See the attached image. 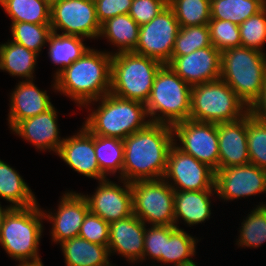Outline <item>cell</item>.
I'll list each match as a JSON object with an SVG mask.
<instances>
[{
	"instance_id": "8fae6325",
	"label": "cell",
	"mask_w": 266,
	"mask_h": 266,
	"mask_svg": "<svg viewBox=\"0 0 266 266\" xmlns=\"http://www.w3.org/2000/svg\"><path fill=\"white\" fill-rule=\"evenodd\" d=\"M179 29L173 10L167 6L149 23L140 26L139 41L133 52L168 64Z\"/></svg>"
},
{
	"instance_id": "ee69618b",
	"label": "cell",
	"mask_w": 266,
	"mask_h": 266,
	"mask_svg": "<svg viewBox=\"0 0 266 266\" xmlns=\"http://www.w3.org/2000/svg\"><path fill=\"white\" fill-rule=\"evenodd\" d=\"M249 112L257 120L266 122V83L259 98L249 108Z\"/></svg>"
},
{
	"instance_id": "cb8c5ba5",
	"label": "cell",
	"mask_w": 266,
	"mask_h": 266,
	"mask_svg": "<svg viewBox=\"0 0 266 266\" xmlns=\"http://www.w3.org/2000/svg\"><path fill=\"white\" fill-rule=\"evenodd\" d=\"M66 266H113L109 262L108 246L74 237L60 243Z\"/></svg>"
},
{
	"instance_id": "7bdbcfd3",
	"label": "cell",
	"mask_w": 266,
	"mask_h": 266,
	"mask_svg": "<svg viewBox=\"0 0 266 266\" xmlns=\"http://www.w3.org/2000/svg\"><path fill=\"white\" fill-rule=\"evenodd\" d=\"M96 15L100 24L121 14H128L132 0H94Z\"/></svg>"
},
{
	"instance_id": "9c48e42d",
	"label": "cell",
	"mask_w": 266,
	"mask_h": 266,
	"mask_svg": "<svg viewBox=\"0 0 266 266\" xmlns=\"http://www.w3.org/2000/svg\"><path fill=\"white\" fill-rule=\"evenodd\" d=\"M131 190L133 214L145 225L175 226L174 189L168 182L163 178L135 181Z\"/></svg>"
},
{
	"instance_id": "f35d334b",
	"label": "cell",
	"mask_w": 266,
	"mask_h": 266,
	"mask_svg": "<svg viewBox=\"0 0 266 266\" xmlns=\"http://www.w3.org/2000/svg\"><path fill=\"white\" fill-rule=\"evenodd\" d=\"M208 26L211 44L220 52L241 46L238 24L228 20L210 19Z\"/></svg>"
},
{
	"instance_id": "f6af8a7d",
	"label": "cell",
	"mask_w": 266,
	"mask_h": 266,
	"mask_svg": "<svg viewBox=\"0 0 266 266\" xmlns=\"http://www.w3.org/2000/svg\"><path fill=\"white\" fill-rule=\"evenodd\" d=\"M9 209V206L3 208L0 204V224H1V220H2V217L3 215L5 214V212Z\"/></svg>"
},
{
	"instance_id": "ac0fdd59",
	"label": "cell",
	"mask_w": 266,
	"mask_h": 266,
	"mask_svg": "<svg viewBox=\"0 0 266 266\" xmlns=\"http://www.w3.org/2000/svg\"><path fill=\"white\" fill-rule=\"evenodd\" d=\"M57 155L74 171L98 181L107 179L95 156L94 135L83 125L73 136L64 138Z\"/></svg>"
},
{
	"instance_id": "ab89813d",
	"label": "cell",
	"mask_w": 266,
	"mask_h": 266,
	"mask_svg": "<svg viewBox=\"0 0 266 266\" xmlns=\"http://www.w3.org/2000/svg\"><path fill=\"white\" fill-rule=\"evenodd\" d=\"M109 226L100 216L88 211L84 217L78 236L99 245L108 246Z\"/></svg>"
},
{
	"instance_id": "e0dca14e",
	"label": "cell",
	"mask_w": 266,
	"mask_h": 266,
	"mask_svg": "<svg viewBox=\"0 0 266 266\" xmlns=\"http://www.w3.org/2000/svg\"><path fill=\"white\" fill-rule=\"evenodd\" d=\"M59 203L55 213L43 211L44 219L52 223L51 236L55 243L78 237L84 217L89 211L83 193L66 192Z\"/></svg>"
},
{
	"instance_id": "74e56055",
	"label": "cell",
	"mask_w": 266,
	"mask_h": 266,
	"mask_svg": "<svg viewBox=\"0 0 266 266\" xmlns=\"http://www.w3.org/2000/svg\"><path fill=\"white\" fill-rule=\"evenodd\" d=\"M241 46L263 52L266 42V6L239 25Z\"/></svg>"
},
{
	"instance_id": "b9f144b4",
	"label": "cell",
	"mask_w": 266,
	"mask_h": 266,
	"mask_svg": "<svg viewBox=\"0 0 266 266\" xmlns=\"http://www.w3.org/2000/svg\"><path fill=\"white\" fill-rule=\"evenodd\" d=\"M167 6L168 0H132L128 14L141 26L149 23Z\"/></svg>"
},
{
	"instance_id": "7402d4cb",
	"label": "cell",
	"mask_w": 266,
	"mask_h": 266,
	"mask_svg": "<svg viewBox=\"0 0 266 266\" xmlns=\"http://www.w3.org/2000/svg\"><path fill=\"white\" fill-rule=\"evenodd\" d=\"M10 97V130L18 122L39 115L53 106L47 92L40 90L33 80L20 81Z\"/></svg>"
},
{
	"instance_id": "4fadbf2b",
	"label": "cell",
	"mask_w": 266,
	"mask_h": 266,
	"mask_svg": "<svg viewBox=\"0 0 266 266\" xmlns=\"http://www.w3.org/2000/svg\"><path fill=\"white\" fill-rule=\"evenodd\" d=\"M163 179L174 190H215V171L208 165L195 159L192 155L181 151L175 144L169 149L167 168ZM169 180L174 181V184L170 183Z\"/></svg>"
},
{
	"instance_id": "d6a6232c",
	"label": "cell",
	"mask_w": 266,
	"mask_h": 266,
	"mask_svg": "<svg viewBox=\"0 0 266 266\" xmlns=\"http://www.w3.org/2000/svg\"><path fill=\"white\" fill-rule=\"evenodd\" d=\"M180 27L205 25L211 19V0H168Z\"/></svg>"
},
{
	"instance_id": "5b68a950",
	"label": "cell",
	"mask_w": 266,
	"mask_h": 266,
	"mask_svg": "<svg viewBox=\"0 0 266 266\" xmlns=\"http://www.w3.org/2000/svg\"><path fill=\"white\" fill-rule=\"evenodd\" d=\"M220 79L250 108L266 83V53L242 46L224 50Z\"/></svg>"
},
{
	"instance_id": "484cf974",
	"label": "cell",
	"mask_w": 266,
	"mask_h": 266,
	"mask_svg": "<svg viewBox=\"0 0 266 266\" xmlns=\"http://www.w3.org/2000/svg\"><path fill=\"white\" fill-rule=\"evenodd\" d=\"M38 54L23 45L8 41L0 45V69L12 76L34 80Z\"/></svg>"
},
{
	"instance_id": "8992f818",
	"label": "cell",
	"mask_w": 266,
	"mask_h": 266,
	"mask_svg": "<svg viewBox=\"0 0 266 266\" xmlns=\"http://www.w3.org/2000/svg\"><path fill=\"white\" fill-rule=\"evenodd\" d=\"M191 88L168 64H163L155 76L150 97L145 104L150 122L173 126L189 120Z\"/></svg>"
},
{
	"instance_id": "1f68e13d",
	"label": "cell",
	"mask_w": 266,
	"mask_h": 266,
	"mask_svg": "<svg viewBox=\"0 0 266 266\" xmlns=\"http://www.w3.org/2000/svg\"><path fill=\"white\" fill-rule=\"evenodd\" d=\"M266 6V0H211V19L240 25Z\"/></svg>"
},
{
	"instance_id": "d590c367",
	"label": "cell",
	"mask_w": 266,
	"mask_h": 266,
	"mask_svg": "<svg viewBox=\"0 0 266 266\" xmlns=\"http://www.w3.org/2000/svg\"><path fill=\"white\" fill-rule=\"evenodd\" d=\"M208 24L180 27L172 56H185L195 50L211 46Z\"/></svg>"
},
{
	"instance_id": "9a60e30c",
	"label": "cell",
	"mask_w": 266,
	"mask_h": 266,
	"mask_svg": "<svg viewBox=\"0 0 266 266\" xmlns=\"http://www.w3.org/2000/svg\"><path fill=\"white\" fill-rule=\"evenodd\" d=\"M123 187L105 179L92 196L84 195L89 211L112 223L133 214L131 183L121 180Z\"/></svg>"
},
{
	"instance_id": "d6986e66",
	"label": "cell",
	"mask_w": 266,
	"mask_h": 266,
	"mask_svg": "<svg viewBox=\"0 0 266 266\" xmlns=\"http://www.w3.org/2000/svg\"><path fill=\"white\" fill-rule=\"evenodd\" d=\"M146 227L134 214L110 223L108 243L110 256L111 253H118L129 262H142Z\"/></svg>"
},
{
	"instance_id": "60d3db41",
	"label": "cell",
	"mask_w": 266,
	"mask_h": 266,
	"mask_svg": "<svg viewBox=\"0 0 266 266\" xmlns=\"http://www.w3.org/2000/svg\"><path fill=\"white\" fill-rule=\"evenodd\" d=\"M162 255H165V226L151 225L150 228H145L142 262L147 256L162 262Z\"/></svg>"
},
{
	"instance_id": "3957f363",
	"label": "cell",
	"mask_w": 266,
	"mask_h": 266,
	"mask_svg": "<svg viewBox=\"0 0 266 266\" xmlns=\"http://www.w3.org/2000/svg\"><path fill=\"white\" fill-rule=\"evenodd\" d=\"M43 210L38 203L29 207H9L0 224V244L18 266H44L38 254L43 232Z\"/></svg>"
},
{
	"instance_id": "4316f807",
	"label": "cell",
	"mask_w": 266,
	"mask_h": 266,
	"mask_svg": "<svg viewBox=\"0 0 266 266\" xmlns=\"http://www.w3.org/2000/svg\"><path fill=\"white\" fill-rule=\"evenodd\" d=\"M0 198L6 199L9 207H29L38 202L35 195L14 168L0 159Z\"/></svg>"
},
{
	"instance_id": "f1b7e54d",
	"label": "cell",
	"mask_w": 266,
	"mask_h": 266,
	"mask_svg": "<svg viewBox=\"0 0 266 266\" xmlns=\"http://www.w3.org/2000/svg\"><path fill=\"white\" fill-rule=\"evenodd\" d=\"M84 38L53 33L48 38V56L53 64L60 65L55 75L72 62L79 59L88 49Z\"/></svg>"
},
{
	"instance_id": "2e32d148",
	"label": "cell",
	"mask_w": 266,
	"mask_h": 266,
	"mask_svg": "<svg viewBox=\"0 0 266 266\" xmlns=\"http://www.w3.org/2000/svg\"><path fill=\"white\" fill-rule=\"evenodd\" d=\"M170 68L191 86L220 79L221 52L213 45L185 56H171Z\"/></svg>"
},
{
	"instance_id": "44dd1931",
	"label": "cell",
	"mask_w": 266,
	"mask_h": 266,
	"mask_svg": "<svg viewBox=\"0 0 266 266\" xmlns=\"http://www.w3.org/2000/svg\"><path fill=\"white\" fill-rule=\"evenodd\" d=\"M219 169L250 163L247 143V114L242 118L217 124Z\"/></svg>"
},
{
	"instance_id": "277c9868",
	"label": "cell",
	"mask_w": 266,
	"mask_h": 266,
	"mask_svg": "<svg viewBox=\"0 0 266 266\" xmlns=\"http://www.w3.org/2000/svg\"><path fill=\"white\" fill-rule=\"evenodd\" d=\"M98 101L99 106L83 124L93 135L123 140L150 123L149 119L146 120L148 114L142 102L124 99L112 93L92 102Z\"/></svg>"
},
{
	"instance_id": "f546056e",
	"label": "cell",
	"mask_w": 266,
	"mask_h": 266,
	"mask_svg": "<svg viewBox=\"0 0 266 266\" xmlns=\"http://www.w3.org/2000/svg\"><path fill=\"white\" fill-rule=\"evenodd\" d=\"M94 149L101 173L107 177L108 175L116 174L118 171L120 173L119 180H122L124 164L123 140L94 135Z\"/></svg>"
},
{
	"instance_id": "bcb514c9",
	"label": "cell",
	"mask_w": 266,
	"mask_h": 266,
	"mask_svg": "<svg viewBox=\"0 0 266 266\" xmlns=\"http://www.w3.org/2000/svg\"><path fill=\"white\" fill-rule=\"evenodd\" d=\"M45 1L48 3V5H49L50 7H52L53 5L59 3V2L62 1V0H45Z\"/></svg>"
},
{
	"instance_id": "6da1fadb",
	"label": "cell",
	"mask_w": 266,
	"mask_h": 266,
	"mask_svg": "<svg viewBox=\"0 0 266 266\" xmlns=\"http://www.w3.org/2000/svg\"><path fill=\"white\" fill-rule=\"evenodd\" d=\"M123 142L122 180L132 183L164 177L169 149L174 144L172 126L150 122Z\"/></svg>"
},
{
	"instance_id": "83f0119b",
	"label": "cell",
	"mask_w": 266,
	"mask_h": 266,
	"mask_svg": "<svg viewBox=\"0 0 266 266\" xmlns=\"http://www.w3.org/2000/svg\"><path fill=\"white\" fill-rule=\"evenodd\" d=\"M196 240L184 229L175 226H165V255L163 264L173 263V266H185L194 263L192 256L196 253Z\"/></svg>"
},
{
	"instance_id": "e575fe53",
	"label": "cell",
	"mask_w": 266,
	"mask_h": 266,
	"mask_svg": "<svg viewBox=\"0 0 266 266\" xmlns=\"http://www.w3.org/2000/svg\"><path fill=\"white\" fill-rule=\"evenodd\" d=\"M12 40L39 55L52 34L50 24L11 23Z\"/></svg>"
},
{
	"instance_id": "8d00e7d4",
	"label": "cell",
	"mask_w": 266,
	"mask_h": 266,
	"mask_svg": "<svg viewBox=\"0 0 266 266\" xmlns=\"http://www.w3.org/2000/svg\"><path fill=\"white\" fill-rule=\"evenodd\" d=\"M247 143L251 164L266 170V122L247 113Z\"/></svg>"
},
{
	"instance_id": "d4e9b609",
	"label": "cell",
	"mask_w": 266,
	"mask_h": 266,
	"mask_svg": "<svg viewBox=\"0 0 266 266\" xmlns=\"http://www.w3.org/2000/svg\"><path fill=\"white\" fill-rule=\"evenodd\" d=\"M139 28L138 23L129 14H121L101 24L99 37H107L106 39L118 48V51L112 54L131 52L138 44Z\"/></svg>"
},
{
	"instance_id": "836d02e7",
	"label": "cell",
	"mask_w": 266,
	"mask_h": 266,
	"mask_svg": "<svg viewBox=\"0 0 266 266\" xmlns=\"http://www.w3.org/2000/svg\"><path fill=\"white\" fill-rule=\"evenodd\" d=\"M237 245L260 247L266 242V204H259L241 223Z\"/></svg>"
},
{
	"instance_id": "603a6c76",
	"label": "cell",
	"mask_w": 266,
	"mask_h": 266,
	"mask_svg": "<svg viewBox=\"0 0 266 266\" xmlns=\"http://www.w3.org/2000/svg\"><path fill=\"white\" fill-rule=\"evenodd\" d=\"M214 194H216L215 190H174L175 227L179 228L176 224H178L180 218L184 220L188 226L197 225L210 218V197Z\"/></svg>"
},
{
	"instance_id": "7dc6e473",
	"label": "cell",
	"mask_w": 266,
	"mask_h": 266,
	"mask_svg": "<svg viewBox=\"0 0 266 266\" xmlns=\"http://www.w3.org/2000/svg\"><path fill=\"white\" fill-rule=\"evenodd\" d=\"M156 266V265H155ZM160 266V265H159ZM185 266H197L196 264H195V262L194 263H191V264H189V265H185Z\"/></svg>"
},
{
	"instance_id": "7c38bea8",
	"label": "cell",
	"mask_w": 266,
	"mask_h": 266,
	"mask_svg": "<svg viewBox=\"0 0 266 266\" xmlns=\"http://www.w3.org/2000/svg\"><path fill=\"white\" fill-rule=\"evenodd\" d=\"M174 144L186 154L208 165L214 171L219 169V146L217 124L185 120L172 126ZM180 141L177 145L176 138Z\"/></svg>"
},
{
	"instance_id": "ba28073f",
	"label": "cell",
	"mask_w": 266,
	"mask_h": 266,
	"mask_svg": "<svg viewBox=\"0 0 266 266\" xmlns=\"http://www.w3.org/2000/svg\"><path fill=\"white\" fill-rule=\"evenodd\" d=\"M248 112L247 105L222 79L191 88L190 120L218 124L236 121Z\"/></svg>"
},
{
	"instance_id": "ffe728a7",
	"label": "cell",
	"mask_w": 266,
	"mask_h": 266,
	"mask_svg": "<svg viewBox=\"0 0 266 266\" xmlns=\"http://www.w3.org/2000/svg\"><path fill=\"white\" fill-rule=\"evenodd\" d=\"M57 111L54 106L45 112L18 122L11 130L40 151L50 150L56 154L64 138L59 137Z\"/></svg>"
},
{
	"instance_id": "4dcf8cb0",
	"label": "cell",
	"mask_w": 266,
	"mask_h": 266,
	"mask_svg": "<svg viewBox=\"0 0 266 266\" xmlns=\"http://www.w3.org/2000/svg\"><path fill=\"white\" fill-rule=\"evenodd\" d=\"M12 23L50 24L51 7L45 0H0Z\"/></svg>"
},
{
	"instance_id": "5bb4252c",
	"label": "cell",
	"mask_w": 266,
	"mask_h": 266,
	"mask_svg": "<svg viewBox=\"0 0 266 266\" xmlns=\"http://www.w3.org/2000/svg\"><path fill=\"white\" fill-rule=\"evenodd\" d=\"M214 187L226 201L266 193V170L251 163L218 169Z\"/></svg>"
},
{
	"instance_id": "30bf717a",
	"label": "cell",
	"mask_w": 266,
	"mask_h": 266,
	"mask_svg": "<svg viewBox=\"0 0 266 266\" xmlns=\"http://www.w3.org/2000/svg\"><path fill=\"white\" fill-rule=\"evenodd\" d=\"M50 26L53 33L95 39L101 24L96 15L94 0H62L51 7Z\"/></svg>"
},
{
	"instance_id": "52a82bcc",
	"label": "cell",
	"mask_w": 266,
	"mask_h": 266,
	"mask_svg": "<svg viewBox=\"0 0 266 266\" xmlns=\"http://www.w3.org/2000/svg\"><path fill=\"white\" fill-rule=\"evenodd\" d=\"M162 65L155 59L133 51L112 54L110 93L146 104Z\"/></svg>"
},
{
	"instance_id": "7a4b0ae2",
	"label": "cell",
	"mask_w": 266,
	"mask_h": 266,
	"mask_svg": "<svg viewBox=\"0 0 266 266\" xmlns=\"http://www.w3.org/2000/svg\"><path fill=\"white\" fill-rule=\"evenodd\" d=\"M111 60L112 53L89 48L54 75L53 88L87 108L92 101L110 93Z\"/></svg>"
}]
</instances>
